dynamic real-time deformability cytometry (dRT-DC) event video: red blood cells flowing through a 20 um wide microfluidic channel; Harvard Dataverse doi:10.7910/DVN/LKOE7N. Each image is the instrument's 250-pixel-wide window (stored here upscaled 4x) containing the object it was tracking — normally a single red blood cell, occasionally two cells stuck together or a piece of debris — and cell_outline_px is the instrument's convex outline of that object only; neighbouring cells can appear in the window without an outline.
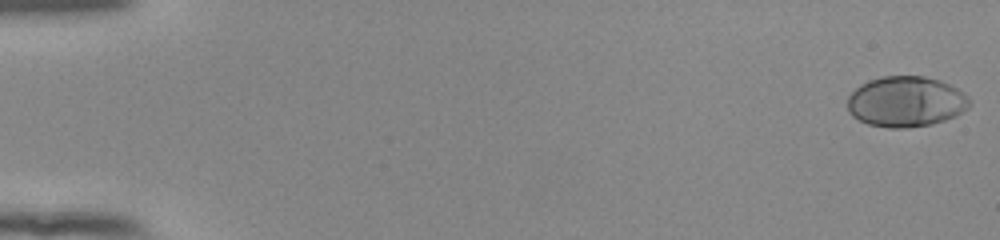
{"species": "human", "species_latin": "Homo sapiens", "temperature_condition": "room temperature", "stored_images_in_passage": 54, "camera_frame_rate_fps": 3000, "um_per_image_px": 0.085, "donor": {"sex": "female"}, "frame": {"image": 1, "passage_image": 1, "time_ms": 0.0, "image_size_px": [1000, 240], "cell_outline_px": [[972, 104], [968, 108], [956, 116], [932, 124], [908, 128], [888, 128], [868, 124], [852, 116], [848, 112], [848, 96], [860, 84], [868, 80], [884, 76], [924, 76], [940, 80], [964, 92], [968, 96]], "centroid_in_image_um": [77.01, 8.64], "position_along_channel_um": 8.0, "area_um2": 36.24}}
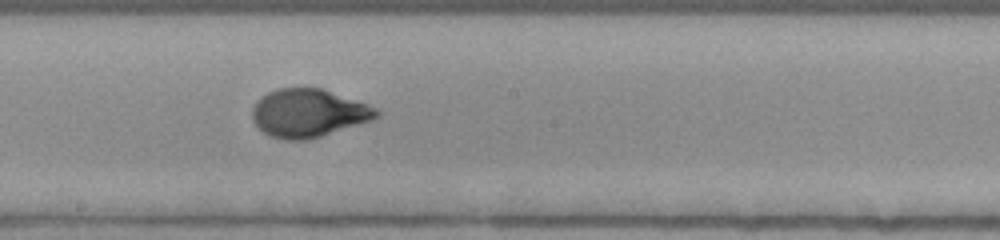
{"frame": {"image": 2, "passage_image": 31, "time_ms": 10.0, "image_size_px": [1000, 240], "cell_outline_px": [[380, 116], [372, 120], [308, 140], [288, 140], [268, 136], [252, 120], [252, 108], [256, 100], [268, 92], [280, 88], [320, 88], [368, 104], [376, 108], [380, 112]], "centroid_in_image_um": [26.2, 9.62], "position_along_channel_um": 222.0, "area_um2": 34.74}}
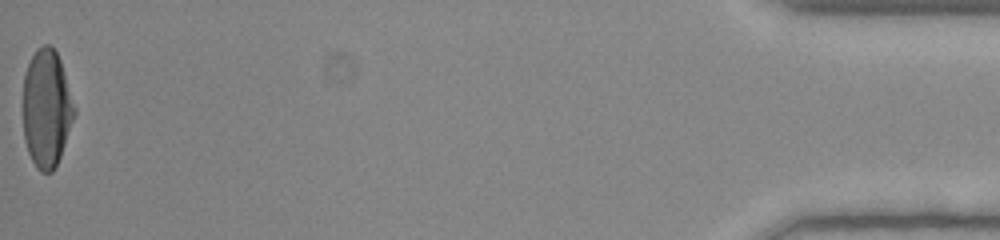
{"frame": {"image": 3, "passage_image": 54, "time_ms": 17.667, "image_size_px": [1000, 240], "cell_outline_px": [[76, 112], [60, 156], [52, 172], [40, 172], [36, 168], [28, 152], [24, 140], [24, 76], [28, 64], [36, 48], [44, 44], [48, 44], [56, 52], [60, 60], [76, 108]], "centroid_in_image_um": [3.96, 9.22], "position_along_channel_um": 431.2, "area_um2": 34.97}, "authors_computed_cell_mechanics": {"area_um2": 34.8534, "velocity_mm_per_s": 3.9069, "shape_relaxation_time_tau1_ms": 5.6188, "shape_relaxation_time_tau2_ms": null, "deformation_change_tau1": 0.2504, "deformation_change_tau2": null}}